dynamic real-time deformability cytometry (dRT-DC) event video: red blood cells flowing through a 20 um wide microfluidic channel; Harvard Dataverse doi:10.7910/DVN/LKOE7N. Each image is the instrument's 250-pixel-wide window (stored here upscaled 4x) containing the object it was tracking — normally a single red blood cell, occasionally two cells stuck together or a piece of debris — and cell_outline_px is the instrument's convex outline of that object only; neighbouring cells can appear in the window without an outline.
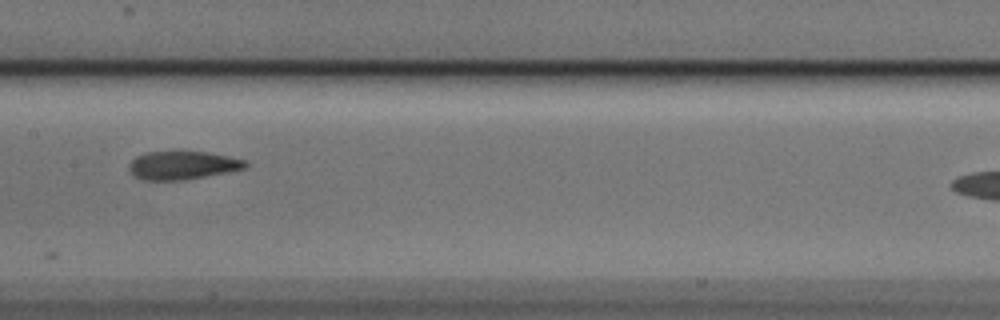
{"species": "Egyptian fruit bat (a non-hibernating species)", "species_latin": "Rousettus aegyptiacus", "temperature_condition": "cold", "stored_images_in_passage": 7, "camera_frame_rate_fps": 3000, "um_per_image_px": 0.085, "animal": {"sex": "male"}, "frame": {"image": 1, "passage_image": 4, "time_ms": 1.0, "image_size_px": [1000, 320], "cell_outline_px": [[248, 168], [228, 172], [180, 180], [144, 180], [136, 176], [128, 168], [128, 164], [136, 156], [144, 152], [176, 148], [204, 152], [248, 160]], "centroid_in_image_um": [15.5, 13.99], "position_along_channel_um": 191.9, "area_um2": 19.88}}
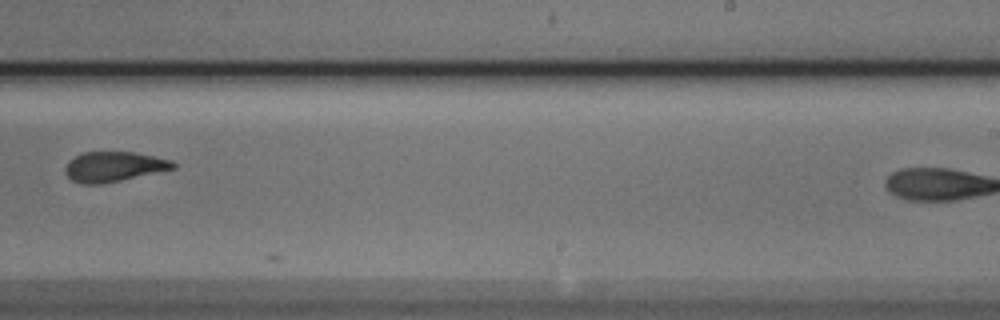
{"frame": {"image": 2, "passage_image": 6, "time_ms": 1.667, "image_size_px": [1000, 320], "cell_outline_px": [[176, 168], [120, 180], [100, 184], [80, 184], [72, 180], [64, 172], [64, 168], [68, 160], [84, 152], [136, 152], [172, 160], [176, 164]], "centroid_in_image_um": [9.65, 14.16], "position_along_channel_um": 279.3, "area_um2": 18.84}}